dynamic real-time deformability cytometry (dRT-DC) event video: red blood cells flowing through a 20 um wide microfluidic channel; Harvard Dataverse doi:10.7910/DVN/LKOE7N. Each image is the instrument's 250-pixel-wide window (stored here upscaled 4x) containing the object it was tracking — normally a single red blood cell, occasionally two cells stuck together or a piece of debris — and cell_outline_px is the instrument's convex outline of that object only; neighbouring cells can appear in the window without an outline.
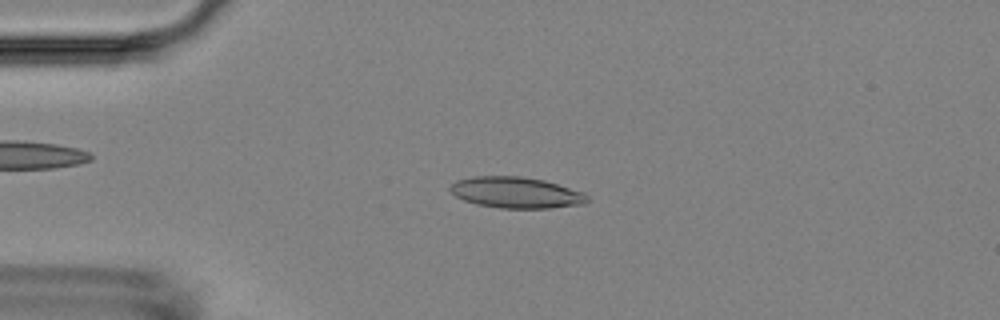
{"species": "Egyptian fruit bat (a non-hibernating species)", "species_latin": "Rousettus aegyptiacus", "temperature_condition": "room temperature", "stored_images_in_passage": 54, "camera_frame_rate_fps": 3000, "um_per_image_px": 0.085, "animal": {"sex": "female"}, "frame": {"image": 1, "passage_image": 12, "time_ms": 3.667, "image_size_px": [1000, 320], "cell_outline_px": [[588, 200], [584, 204], [548, 208], [500, 208], [476, 204], [464, 200], [456, 196], [448, 188], [456, 180], [472, 176], [520, 176], [544, 180], [584, 192], [588, 196]], "centroid_in_image_um": [43.86, 16.36], "position_along_channel_um": 41.1, "area_um2": 24.85}}
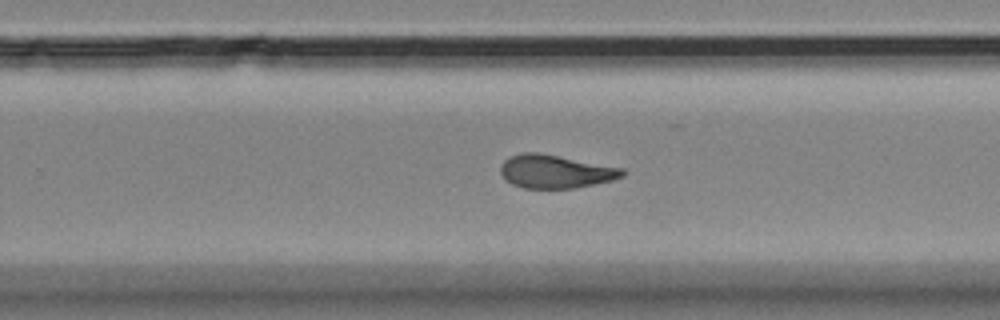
{"frame": {"image": 2, "passage_image": 34, "time_ms": 11.0, "image_size_px": [1000, 320], "cell_outline_px": [[624, 176], [612, 180], [576, 188], [524, 188], [512, 184], [504, 180], [500, 172], [500, 164], [504, 160], [512, 156], [524, 152], [540, 152], [624, 168]], "centroid_in_image_um": [47.19, 14.57], "position_along_channel_um": 282.6, "area_um2": 23.81}}
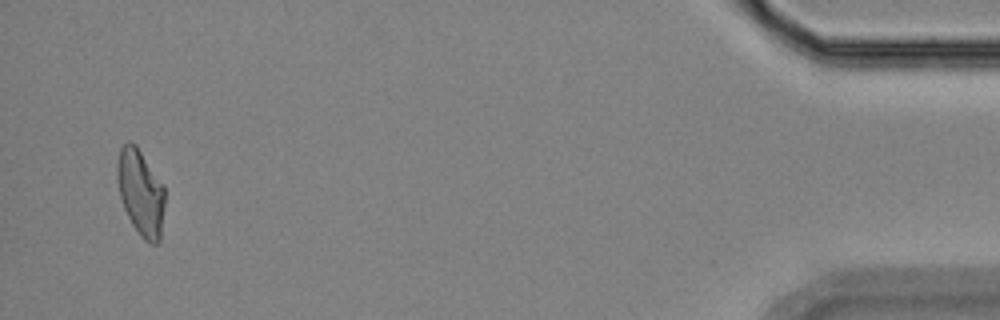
{"frame": {"image": 3, "passage_image": 52, "time_ms": 17.0, "image_size_px": [1000, 320], "cell_outline_px": [[164, 204], [160, 240], [156, 244], [152, 244], [144, 240], [140, 236], [132, 224], [124, 208], [120, 196], [116, 180], [116, 164], [120, 148], [128, 140], [136, 144], [164, 184]], "centroid_in_image_um": [11.94, 16.33], "position_along_channel_um": 423.3, "area_um2": 24.16}, "authors_computed_cell_mechanics": {"area_um2": 23.9292, "velocity_mm_per_s": 3.6422, "shape_relaxation_time_tau1_ms": 5.4499, "shape_relaxation_time_tau2_ms": 2.5336, "deformation_change_tau1": 0.166, "deformation_change_tau2": 0.0755}}